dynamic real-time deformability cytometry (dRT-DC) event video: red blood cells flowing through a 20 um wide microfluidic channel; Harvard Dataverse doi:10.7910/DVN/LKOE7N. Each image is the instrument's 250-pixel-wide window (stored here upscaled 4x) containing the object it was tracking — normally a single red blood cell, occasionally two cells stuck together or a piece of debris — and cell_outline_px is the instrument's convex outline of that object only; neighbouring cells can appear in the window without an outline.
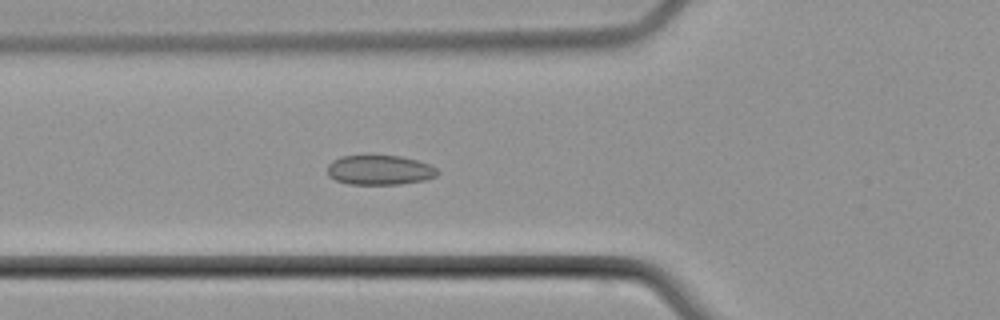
{"species": "common noctule bat (a hibernating species)", "species_latin": "Nyctalus noctula", "temperature_condition": "cold", "stored_images_in_passage": 5, "camera_frame_rate_fps": 3000, "um_per_image_px": 0.085, "animal": {"sex": "male", "body_mass_g": 21.5, "forearm_length_mm": 52.0}, "frame": {"image": 1, "passage_image": 5, "time_ms": 6.667, "image_size_px": [1000, 320], "cell_outline_px": [[440, 172], [436, 176], [424, 180], [400, 184], [348, 184], [336, 180], [328, 176], [328, 164], [332, 160], [340, 156], [400, 156], [416, 160], [428, 164], [436, 168]], "centroid_in_image_um": [32.25, 14.46], "position_along_channel_um": 93.5, "area_um2": 18.96}}